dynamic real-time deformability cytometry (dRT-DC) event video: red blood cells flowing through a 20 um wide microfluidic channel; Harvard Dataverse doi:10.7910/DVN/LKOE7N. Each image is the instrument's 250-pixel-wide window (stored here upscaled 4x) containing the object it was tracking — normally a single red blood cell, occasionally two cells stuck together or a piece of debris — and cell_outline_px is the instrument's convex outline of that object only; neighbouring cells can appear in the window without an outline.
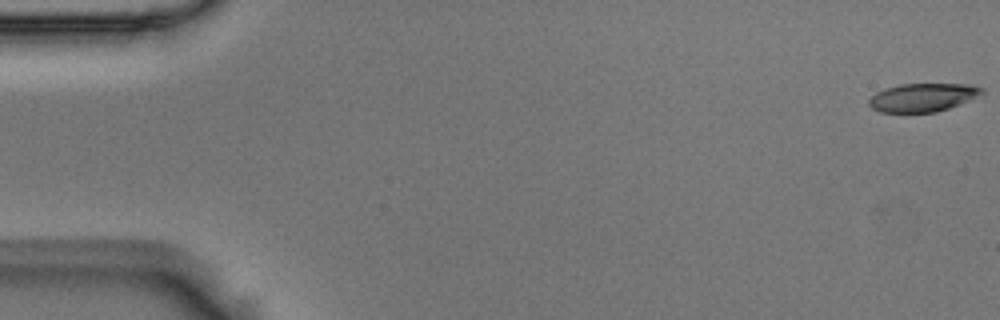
{"species": "Egyptian fruit bat (a non-hibernating species)", "species_latin": "Rousettus aegyptiacus", "temperature_condition": "room temperature", "stored_images_in_passage": 14, "camera_frame_rate_fps": 3000, "um_per_image_px": 0.085, "animal": {"sex": "male"}, "frame": {"image": 1, "passage_image": 1, "time_ms": 0.0, "image_size_px": [1000, 320], "cell_outline_px": [[984, 92], [948, 108], [936, 112], [880, 112], [872, 108], [868, 104], [868, 100], [876, 92], [884, 88], [900, 84], [972, 84], [984, 88]], "centroid_in_image_um": [78.38, 8.27], "position_along_channel_um": 6.6, "area_um2": 18.44}}